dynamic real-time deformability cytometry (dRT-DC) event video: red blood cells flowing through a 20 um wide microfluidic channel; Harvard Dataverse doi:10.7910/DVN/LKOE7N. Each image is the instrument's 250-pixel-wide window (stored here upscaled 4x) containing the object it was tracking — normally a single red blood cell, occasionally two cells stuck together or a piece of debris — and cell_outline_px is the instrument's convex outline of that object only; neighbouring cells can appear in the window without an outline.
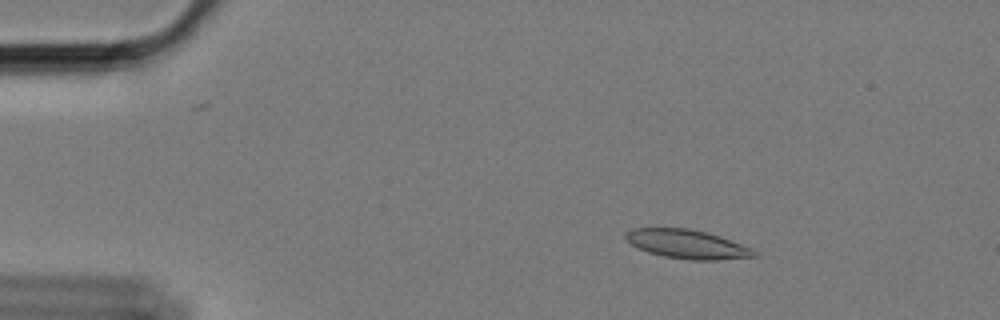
{"species": "Egyptian fruit bat (a non-hibernating species)", "species_latin": "Rousettus aegyptiacus", "temperature_condition": "cold", "stored_images_in_passage": 53, "camera_frame_rate_fps": 3000, "um_per_image_px": 0.085, "animal": {"sex": "female"}, "frame": {"image": 1, "passage_image": 3, "time_ms": 0.667, "image_size_px": [1000, 320], "cell_outline_px": [[760, 256], [716, 260], [692, 260], [664, 256], [648, 252], [632, 244], [624, 236], [624, 232], [632, 228], [688, 228], [720, 236], [752, 248], [760, 252]], "centroid_in_image_um": [58.45, 20.75], "position_along_channel_um": 26.5, "area_um2": 21.62}}
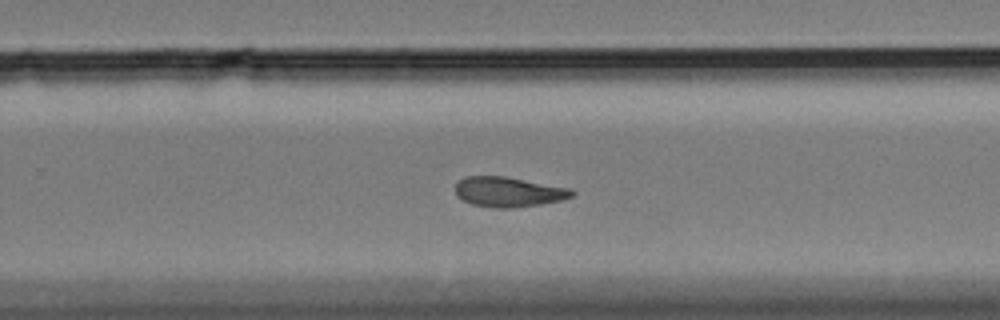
{"frame": {"image": 2, "passage_image": 32, "time_ms": 10.333, "image_size_px": [1000, 320], "cell_outline_px": [[576, 196], [564, 200], [516, 208], [492, 208], [472, 204], [456, 196], [456, 184], [464, 176], [504, 176], [572, 188], [576, 192]], "centroid_in_image_um": [43.29, 16.32], "position_along_channel_um": 286.5, "area_um2": 20.69}}
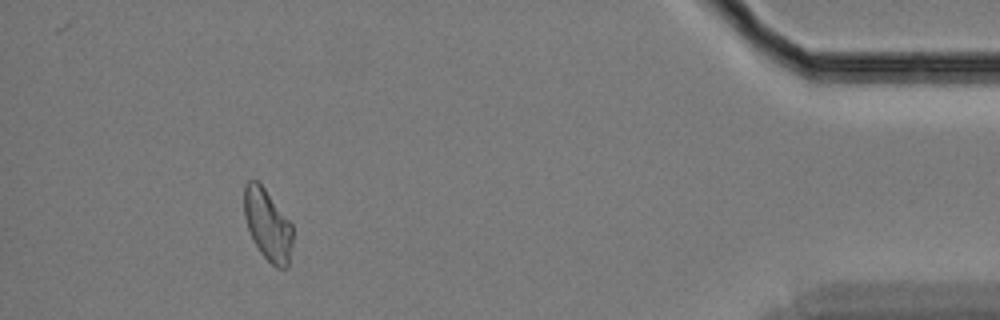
{"frame": {"image": 3, "passage_image": 48, "time_ms": 15.667, "image_size_px": [1000, 320], "cell_outline_px": [[292, 244], [288, 268], [276, 268], [260, 252], [248, 228], [244, 216], [244, 184], [248, 180], [256, 180], [264, 188], [292, 224]], "centroid_in_image_um": [22.75, 19.11], "position_along_channel_um": 412.4, "area_um2": 19.94}, "authors_computed_cell_mechanics": {"area_um2": 21.097, "velocity_mm_per_s": 3.3906, "shape_relaxation_time_tau1_ms": null, "shape_relaxation_time_tau2_ms": 7.0537, "deformation_change_tau1": null, "deformation_change_tau2": 0.1255}}